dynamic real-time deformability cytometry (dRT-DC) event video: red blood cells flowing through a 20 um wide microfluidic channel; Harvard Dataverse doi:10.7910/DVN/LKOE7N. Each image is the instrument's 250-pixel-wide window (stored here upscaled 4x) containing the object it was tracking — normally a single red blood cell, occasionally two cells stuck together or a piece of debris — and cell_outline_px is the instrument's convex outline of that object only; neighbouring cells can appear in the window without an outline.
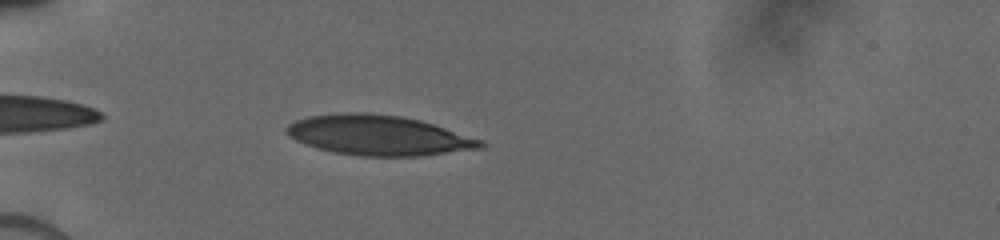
{"species": "human", "species_latin": "Homo sapiens", "temperature_condition": "cold", "stored_images_in_passage": 10, "camera_frame_rate_fps": 3000, "um_per_image_px": 0.085, "donor": {"sex": "male"}, "frame": {"image": 1, "passage_image": 8, "time_ms": 1.333, "image_size_px": [1000, 240], "cell_outline_px": [[488, 144], [484, 148], [420, 156], [360, 156], [336, 152], [316, 148], [296, 140], [288, 136], [284, 132], [284, 128], [288, 124], [296, 120], [308, 116], [344, 112], [368, 112], [400, 116], [420, 120], [484, 140]], "centroid_in_image_um": [32.18, 11.5], "position_along_channel_um": 52.8, "area_um2": 45.55}}